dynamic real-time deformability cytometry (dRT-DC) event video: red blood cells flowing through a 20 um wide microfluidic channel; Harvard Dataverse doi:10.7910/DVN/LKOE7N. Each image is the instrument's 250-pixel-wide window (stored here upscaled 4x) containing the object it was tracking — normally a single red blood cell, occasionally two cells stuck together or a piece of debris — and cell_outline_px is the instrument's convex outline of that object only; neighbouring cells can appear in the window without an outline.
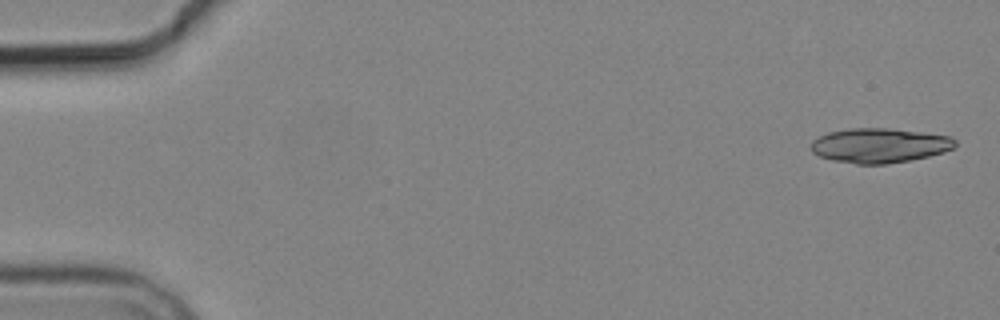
{"species": "common noctule bat (a hibernating species)", "species_latin": "Nyctalus noctula", "temperature_condition": "cold", "stored_images_in_passage": 4, "camera_frame_rate_fps": 3000, "um_per_image_px": 0.085, "animal": {"sex": "male", "body_mass_g": 19.2, "forearm_length_mm": 51.8}, "frame": {"image": 1, "passage_image": 1, "time_ms": 0.0, "image_size_px": [1000, 320], "cell_outline_px": [[956, 144], [952, 148], [944, 152], [912, 160], [884, 164], [856, 164], [832, 160], [820, 156], [812, 152], [812, 140], [828, 132], [848, 128], [888, 128], [920, 132], [948, 136], [956, 140]], "centroid_in_image_um": [74.74, 12.36], "position_along_channel_um": 10.3, "area_um2": 28.96}}